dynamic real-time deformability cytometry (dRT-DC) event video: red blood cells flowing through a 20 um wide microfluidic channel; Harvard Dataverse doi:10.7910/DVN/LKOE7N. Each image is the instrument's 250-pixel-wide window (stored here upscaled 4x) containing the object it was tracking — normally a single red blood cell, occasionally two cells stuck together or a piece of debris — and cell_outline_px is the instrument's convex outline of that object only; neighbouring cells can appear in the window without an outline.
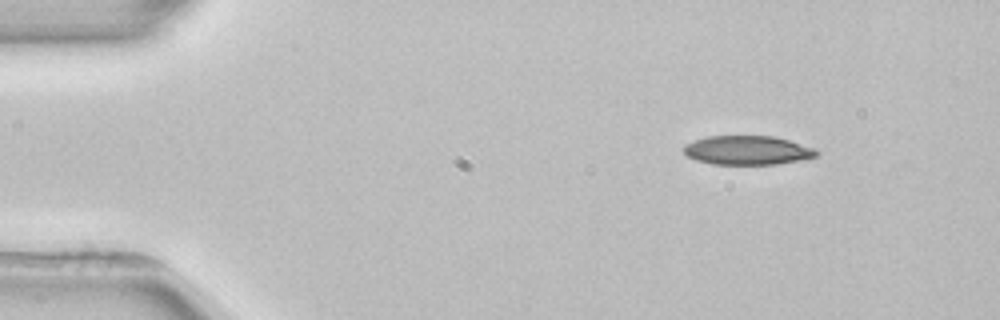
{"species": "common noctule bat (a hibernating species)", "species_latin": "Nyctalus noctula", "temperature_condition": "room temperature", "stored_images_in_passage": 4, "segment_of_instrument_passage": [1, 2], "camera_frame_rate_fps": 3000, "um_per_image_px": 0.085, "animal": {"sex": "female", "body_mass_g": 22.7, "forearm_length_mm": 54.2}, "frame": {"image": 1, "passage_image": 1, "time_ms": 0.0, "image_size_px": [1000, 320], "cell_outline_px": [[820, 152], [816, 156], [776, 164], [712, 164], [696, 160], [688, 156], [684, 152], [684, 144], [708, 136], [772, 136], [788, 140], [816, 148]], "centroid_in_image_um": [63.53, 12.77], "position_along_channel_um": 21.5, "area_um2": 22.25}}
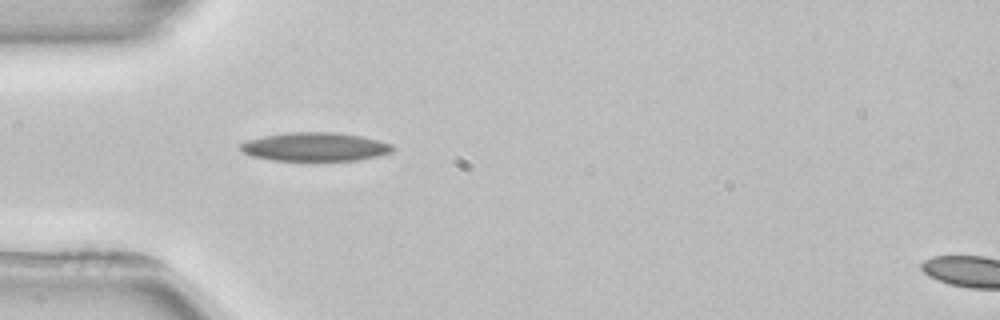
{"frame": {"image": 2, "passage_image": 3, "time_ms": 3.0, "image_size_px": [1000, 320], "cell_outline_px": [[396, 148], [392, 152], [380, 156], [356, 160], [272, 160], [252, 156], [244, 152], [240, 148], [240, 144], [248, 140], [264, 136], [288, 132], [336, 132], [360, 136], [380, 140], [392, 144]], "centroid_in_image_um": [26.83, 12.47], "position_along_channel_um": 58.2, "area_um2": 25.37}}